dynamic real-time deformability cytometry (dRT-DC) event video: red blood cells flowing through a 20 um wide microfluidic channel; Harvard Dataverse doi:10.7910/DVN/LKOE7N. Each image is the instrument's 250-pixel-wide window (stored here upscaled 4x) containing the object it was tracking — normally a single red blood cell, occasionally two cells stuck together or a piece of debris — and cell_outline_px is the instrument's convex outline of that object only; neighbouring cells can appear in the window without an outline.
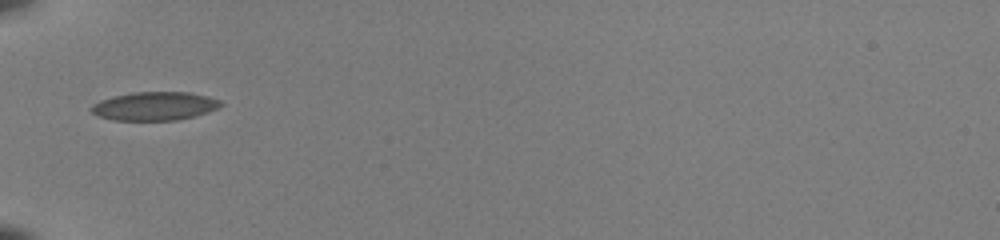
{"species": "common noctule bat (a hibernating species)", "species_latin": "Nyctalus noctula", "temperature_condition": "room temperature", "stored_images_in_passage": 32, "camera_frame_rate_fps": 3000, "um_per_image_px": 0.085, "animal": {"sex": "female", "body_mass_g": 22.0, "forearm_length_mm": 56.7}, "frame": {"image": 1, "passage_image": 1, "time_ms": 0.0, "image_size_px": [1000, 240], "cell_outline_px": [[224, 104], [208, 112], [196, 116], [176, 120], [112, 120], [100, 116], [92, 112], [92, 104], [100, 100], [112, 96], [132, 92], [188, 92], [208, 96], [220, 100]], "centroid_in_image_um": [13.16, 9.01], "position_along_channel_um": 71.8, "area_um2": 21.5}}
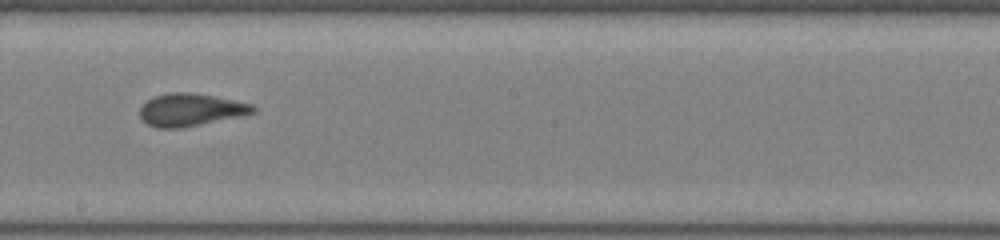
{"frame": {"image": 2, "passage_image": 13, "time_ms": 4.0, "image_size_px": [1000, 240], "cell_outline_px": [[256, 112], [244, 116], [180, 128], [156, 128], [148, 124], [140, 116], [140, 108], [148, 100], [156, 96], [168, 92], [188, 92], [212, 96], [252, 104], [256, 108]], "centroid_in_image_um": [16.23, 9.34], "position_along_channel_um": 232.0, "area_um2": 21.33}}
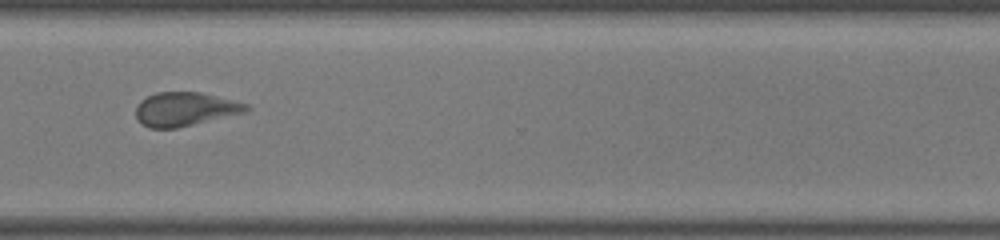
{"frame": {"image": 3, "passage_image": 22, "time_ms": 7.0, "image_size_px": [1000, 240], "cell_outline_px": [[252, 108], [244, 112], [176, 128], [148, 128], [140, 124], [136, 116], [136, 108], [140, 100], [156, 92], [200, 92], [248, 104]], "centroid_in_image_um": [15.68, 9.27], "position_along_channel_um": 354.9, "area_um2": 21.56}, "authors_computed_cell_mechanics": {"area_um2": 21.5594, "velocity_mm_per_s": 4.0813, "shape_relaxation_time_tau1_ms": 3.978, "shape_relaxation_time_tau2_ms": 1.4714, "deformation_change_tau1": 0.1126, "deformation_change_tau2": 0.0739}}